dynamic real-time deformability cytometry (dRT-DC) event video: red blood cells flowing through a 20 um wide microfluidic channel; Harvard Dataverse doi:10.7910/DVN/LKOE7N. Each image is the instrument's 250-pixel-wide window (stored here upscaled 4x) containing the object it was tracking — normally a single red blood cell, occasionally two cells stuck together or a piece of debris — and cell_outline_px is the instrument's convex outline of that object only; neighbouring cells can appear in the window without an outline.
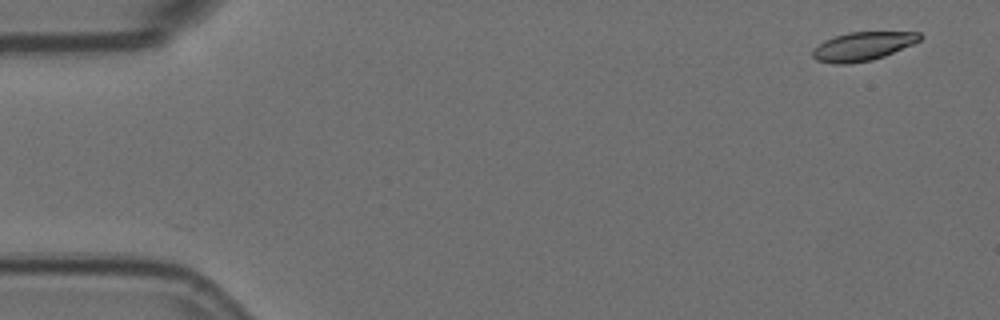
{"species": "Egyptian fruit bat (a non-hibernating species)", "species_latin": "Rousettus aegyptiacus", "temperature_condition": "room temperature", "stored_images_in_passage": 14, "camera_frame_rate_fps": 3000, "um_per_image_px": 0.085, "animal": {"sex": "female"}, "frame": {"image": 1, "passage_image": 1, "time_ms": 0.0, "image_size_px": [1000, 320], "cell_outline_px": [[924, 36], [920, 40], [912, 44], [884, 56], [872, 60], [844, 64], [832, 64], [816, 60], [812, 56], [812, 48], [824, 40], [848, 32], [920, 32]], "centroid_in_image_um": [73.3, 3.93], "position_along_channel_um": 11.7, "area_um2": 17.92}}
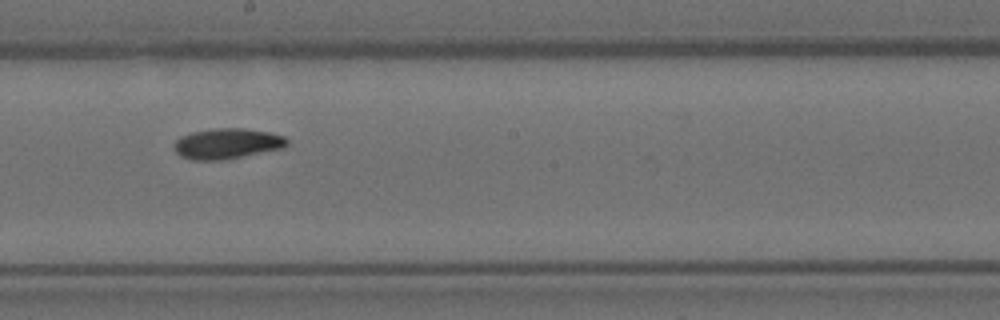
{"frame": {"image": 2, "passage_image": 8, "time_ms": 2.333, "image_size_px": [1000, 320], "cell_outline_px": [[288, 144], [284, 148], [220, 160], [192, 160], [180, 156], [176, 152], [172, 144], [180, 136], [192, 132], [216, 128], [244, 128], [268, 132], [284, 136], [288, 140]], "centroid_in_image_um": [19.28, 12.2], "position_along_channel_um": 228.9, "area_um2": 20.06}}
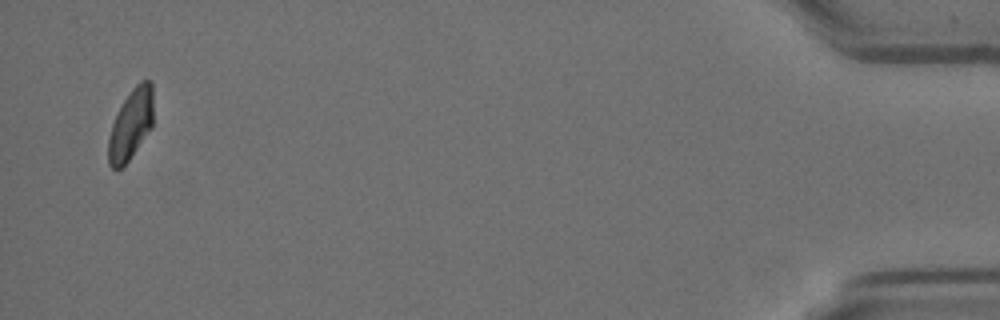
{"frame": {"image": 3, "passage_image": 14, "time_ms": 4.333, "image_size_px": [1000, 320], "cell_outline_px": [[152, 128], [128, 160], [120, 168], [112, 168], [108, 164], [108, 140], [112, 124], [124, 100], [132, 88], [140, 80], [148, 80], [152, 84]], "centroid_in_image_um": [11.12, 10.57], "position_along_channel_um": 424.1, "area_um2": 18.15}}